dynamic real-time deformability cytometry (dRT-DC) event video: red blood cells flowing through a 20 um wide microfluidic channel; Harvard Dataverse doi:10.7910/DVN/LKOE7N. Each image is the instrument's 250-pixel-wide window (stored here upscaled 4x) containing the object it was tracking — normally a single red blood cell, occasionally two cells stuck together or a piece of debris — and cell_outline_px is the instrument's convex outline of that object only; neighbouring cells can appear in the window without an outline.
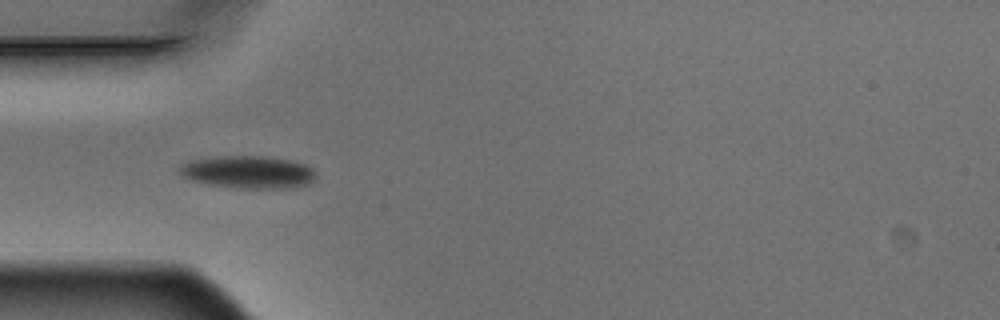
{"species": "Egyptian fruit bat (a non-hibernating species)", "species_latin": "Rousettus aegyptiacus", "temperature_condition": "warm", "stored_images_in_passage": 6, "camera_frame_rate_fps": 3000, "um_per_image_px": 0.085, "animal": {"sex": "male"}, "frame": {"image": 1, "passage_image": 5, "time_ms": 1.333, "image_size_px": [1000, 320], "cell_outline_px": [[316, 176], [308, 184], [288, 188], [240, 188], [208, 184], [188, 180], [176, 168], [180, 164], [192, 160], [216, 156], [260, 156], [292, 160], [304, 164], [312, 168]], "centroid_in_image_um": [21.05, 14.62], "position_along_channel_um": 63.9, "area_um2": 25.89}}
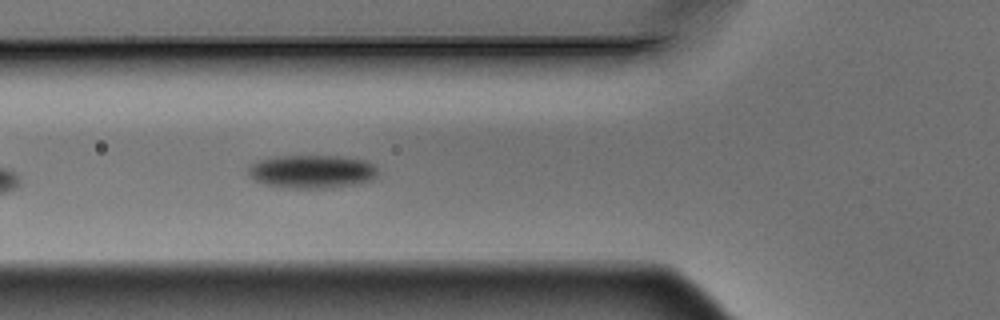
{"frame": {"image": 2, "passage_image": 6, "time_ms": 1.667, "image_size_px": [1000, 320], "cell_outline_px": [[376, 176], [372, 180], [356, 184], [332, 188], [288, 188], [264, 184], [252, 180], [248, 176], [248, 164], [260, 160], [276, 156], [340, 156], [364, 160], [372, 164], [376, 168]], "centroid_in_image_um": [26.46, 14.59], "position_along_channel_um": 99.3, "area_um2": 25.37}}